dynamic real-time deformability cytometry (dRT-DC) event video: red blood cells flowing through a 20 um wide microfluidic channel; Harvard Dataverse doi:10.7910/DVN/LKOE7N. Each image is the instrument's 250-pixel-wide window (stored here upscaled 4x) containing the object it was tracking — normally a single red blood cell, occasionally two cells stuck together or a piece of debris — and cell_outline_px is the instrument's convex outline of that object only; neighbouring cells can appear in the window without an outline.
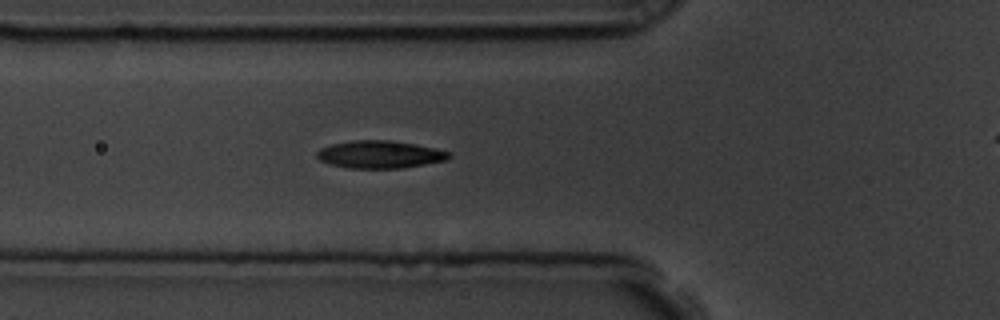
{"species": "common noctule bat (a hibernating species)", "species_latin": "Nyctalus noctula", "temperature_condition": "room temperature", "stored_images_in_passage": 36, "camera_frame_rate_fps": 3000, "um_per_image_px": 0.085, "animal": {"sex": "male", "body_mass_g": 19.5, "forearm_length_mm": 54.6}, "frame": {"image": 1, "passage_image": 6, "time_ms": 1.667, "image_size_px": [1000, 320], "cell_outline_px": [[452, 156], [448, 160], [400, 168], [348, 168], [328, 164], [320, 160], [316, 156], [316, 152], [320, 148], [332, 144], [356, 140], [392, 140], [416, 144], [436, 148], [452, 152]], "centroid_in_image_um": [32.31, 13.12], "position_along_channel_um": 93.5, "area_um2": 21.39}}
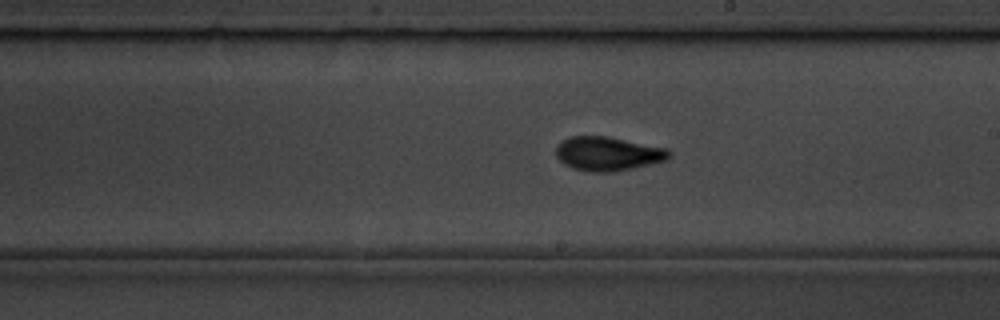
{"frame": {"image": 2, "passage_image": 18, "time_ms": 5.667, "image_size_px": [1000, 320], "cell_outline_px": [[672, 156], [668, 160], [616, 172], [588, 172], [572, 168], [564, 164], [556, 156], [556, 148], [564, 140], [572, 136], [608, 136], [668, 148], [672, 152]], "centroid_in_image_um": [51.73, 13.07], "position_along_channel_um": 237.3, "area_um2": 22.66}}
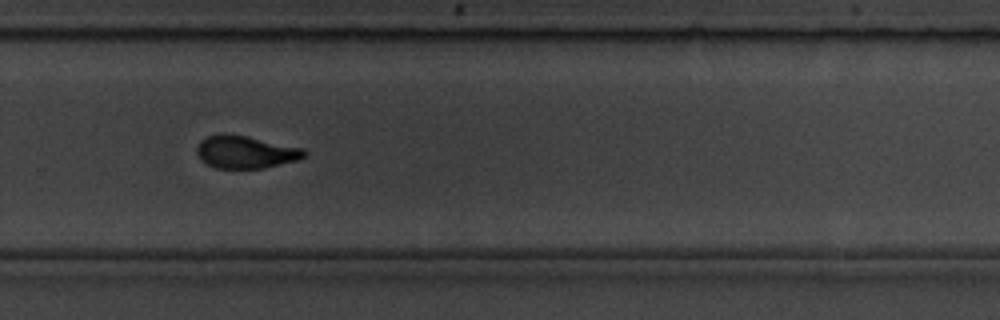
{"frame": {"image": 3, "passage_image": 24, "time_ms": 7.667, "image_size_px": [1000, 320], "cell_outline_px": [[308, 152], [304, 156], [296, 160], [264, 168], [216, 168], [200, 160], [196, 152], [196, 148], [200, 140], [208, 136], [224, 132], [248, 136], [304, 148]], "centroid_in_image_um": [20.84, 12.9], "position_along_channel_um": 309.0, "area_um2": 20.58}}